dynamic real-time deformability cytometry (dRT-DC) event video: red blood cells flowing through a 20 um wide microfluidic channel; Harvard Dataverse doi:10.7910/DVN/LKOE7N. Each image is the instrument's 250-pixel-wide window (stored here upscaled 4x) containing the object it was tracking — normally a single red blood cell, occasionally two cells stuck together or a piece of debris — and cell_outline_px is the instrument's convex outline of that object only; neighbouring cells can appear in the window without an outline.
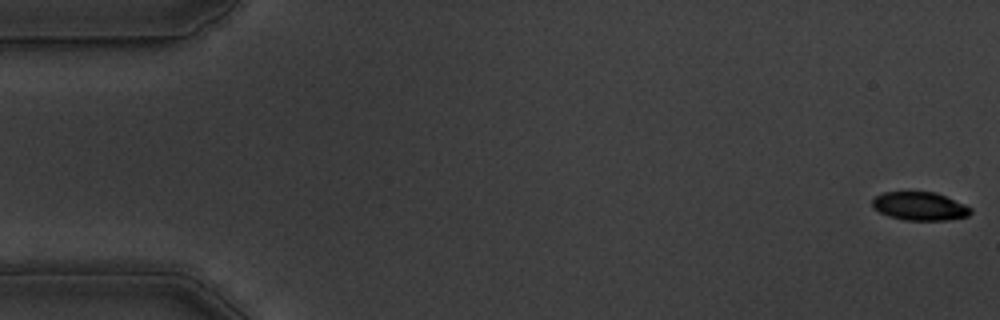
{"species": "common noctule bat (a hibernating species)", "species_latin": "Nyctalus noctula", "temperature_condition": "warm", "stored_images_in_passage": 57, "camera_frame_rate_fps": 3000, "um_per_image_px": 0.085, "animal": {"sex": "male", "body_mass_g": 19.5, "forearm_length_mm": 54.6}, "frame": {"image": 1, "passage_image": 1, "time_ms": 0.0, "image_size_px": [1000, 320], "cell_outline_px": [[972, 212], [968, 216], [948, 220], [904, 220], [888, 216], [872, 208], [872, 200], [876, 196], [884, 192], [936, 192], [964, 204], [972, 208]], "centroid_in_image_um": [78.18, 17.53], "position_along_channel_um": 6.8, "area_um2": 16.3}}
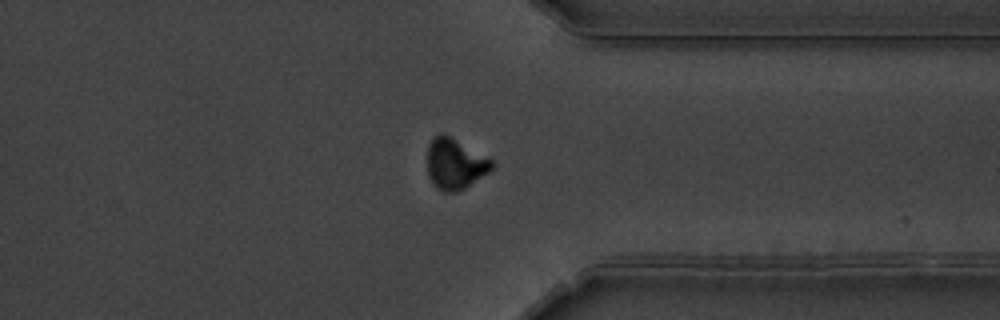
{"frame": {"image": 2, "passage_image": 43, "time_ms": 14.0, "image_size_px": [1000, 320], "cell_outline_px": [[496, 164], [488, 172], [464, 188], [456, 192], [444, 192], [436, 188], [432, 184], [428, 176], [428, 144], [432, 136], [440, 132], [444, 132], [492, 160]], "centroid_in_image_um": [38.64, 13.9], "position_along_channel_um": 372.8, "area_um2": 19.19}}
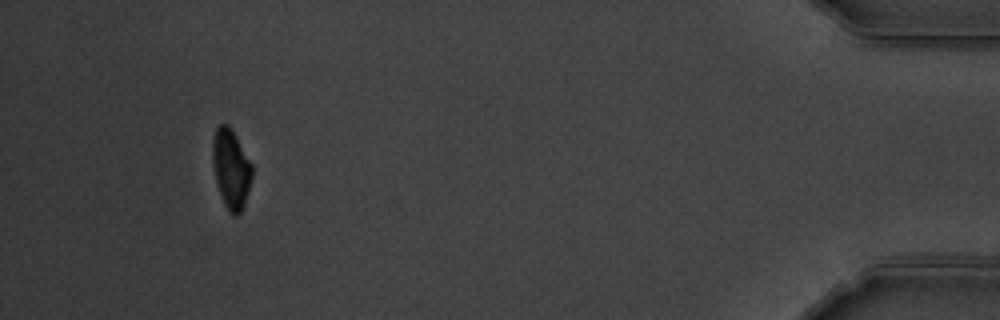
{"frame": {"image": 3, "passage_image": 52, "time_ms": 17.0, "image_size_px": [1000, 320], "cell_outline_px": [[252, 176], [244, 208], [236, 216], [228, 212], [224, 204], [216, 180], [212, 160], [212, 144], [216, 128], [220, 124], [228, 124], [232, 128], [252, 164]], "centroid_in_image_um": [19.65, 14.34], "position_along_channel_um": 415.6, "area_um2": 18.26}}